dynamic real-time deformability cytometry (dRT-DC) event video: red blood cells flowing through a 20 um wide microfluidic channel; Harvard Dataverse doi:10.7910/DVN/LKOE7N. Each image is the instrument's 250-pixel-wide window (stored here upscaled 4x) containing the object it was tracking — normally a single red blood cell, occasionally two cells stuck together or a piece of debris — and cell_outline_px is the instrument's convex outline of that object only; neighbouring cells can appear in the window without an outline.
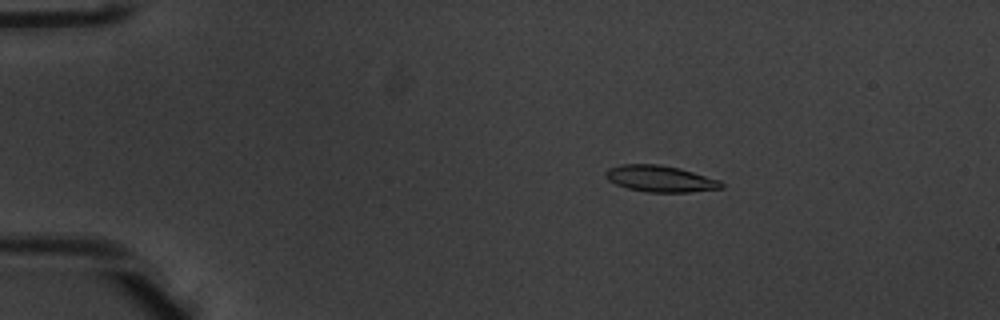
{"species": "common noctule bat (a hibernating species)", "species_latin": "Nyctalus noctula", "temperature_condition": "warm", "stored_images_in_passage": 50, "camera_frame_rate_fps": 3000, "um_per_image_px": 0.085, "animal": {"sex": "male", "body_mass_g": 20.1, "forearm_length_mm": 53.5}, "frame": {"image": 1, "passage_image": 8, "time_ms": 2.333, "image_size_px": [1000, 320], "cell_outline_px": [[724, 188], [688, 192], [648, 192], [628, 188], [616, 184], [608, 180], [604, 176], [604, 172], [608, 168], [620, 164], [660, 164], [680, 168], [720, 180], [724, 184]], "centroid_in_image_um": [56.11, 15.18], "position_along_channel_um": 28.9, "area_um2": 17.92}}
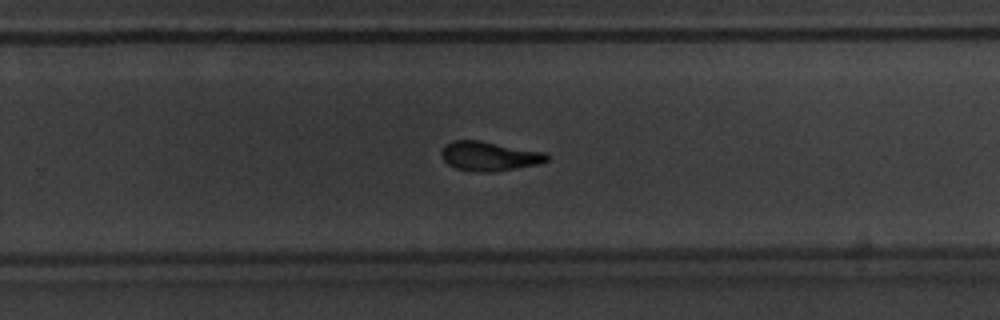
{"frame": {"image": 2, "passage_image": 33, "time_ms": 10.667, "image_size_px": [1000, 320], "cell_outline_px": [[548, 160], [540, 164], [492, 172], [476, 172], [456, 168], [448, 164], [444, 160], [440, 152], [444, 144], [452, 140], [480, 140], [544, 152], [548, 156]], "centroid_in_image_um": [41.56, 13.26], "position_along_channel_um": 288.2, "area_um2": 18.09}}
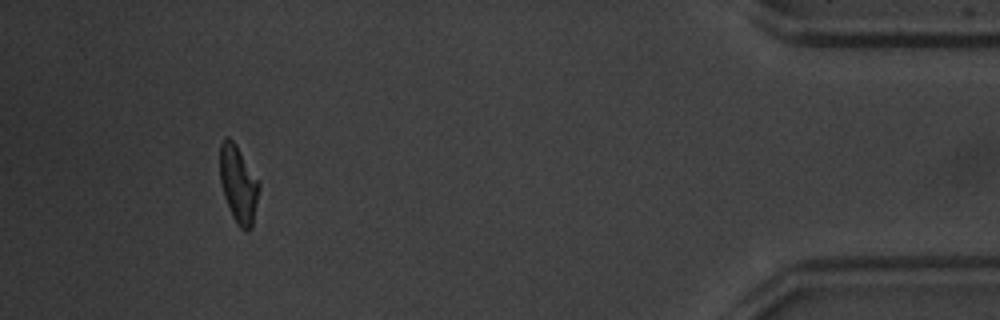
{"frame": {"image": 3, "passage_image": 47, "time_ms": 15.333, "image_size_px": [1000, 320], "cell_outline_px": [[260, 188], [252, 228], [248, 232], [244, 232], [236, 224], [232, 216], [224, 196], [220, 180], [220, 144], [228, 136], [236, 144], [260, 184]], "centroid_in_image_um": [20.27, 15.72], "position_along_channel_um": 414.9, "area_um2": 17.63}, "authors_computed_cell_mechanics": {"area_um2": 17.7446, "velocity_mm_per_s": 3.9466, "shape_relaxation_time_tau1_ms": 3.3448, "shape_relaxation_time_tau2_ms": 2.7743, "deformation_change_tau1": 0.1646, "deformation_change_tau2": 0.1128}}